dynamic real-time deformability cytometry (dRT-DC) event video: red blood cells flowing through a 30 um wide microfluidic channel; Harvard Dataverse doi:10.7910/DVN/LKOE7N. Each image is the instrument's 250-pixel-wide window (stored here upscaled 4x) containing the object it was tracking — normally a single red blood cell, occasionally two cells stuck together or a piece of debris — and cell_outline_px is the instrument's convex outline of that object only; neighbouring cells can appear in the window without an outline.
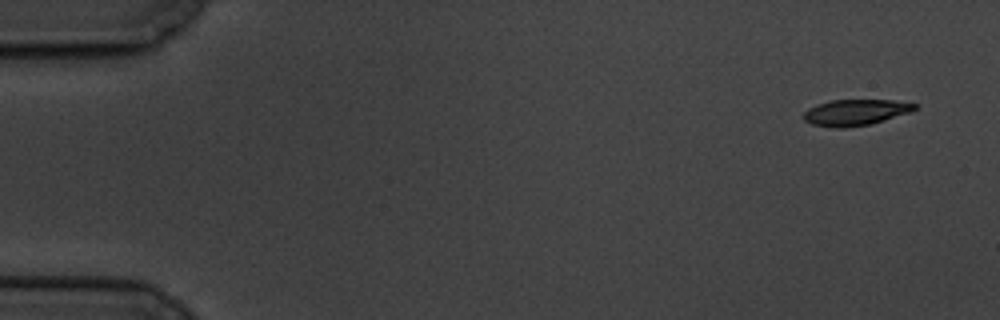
{"species": "common noctule bat (a hibernating species)", "species_latin": "Nyctalus noctula", "temperature_condition": "cold", "stored_images_in_passage": 6, "camera_frame_rate_fps": 3000, "um_per_image_px": 0.085, "animal": {"sex": "male", "body_mass_g": 19.5, "forearm_length_mm": 54.6}, "frame": {"image": 1, "passage_image": 1, "time_ms": 0.0, "image_size_px": [1000, 320], "cell_outline_px": [[916, 108], [912, 112], [872, 124], [844, 128], [836, 128], [812, 124], [804, 120], [804, 112], [808, 108], [816, 104], [832, 100], [892, 100], [916, 104]], "centroid_in_image_um": [72.72, 9.56], "position_along_channel_um": 12.3, "area_um2": 16.94}}
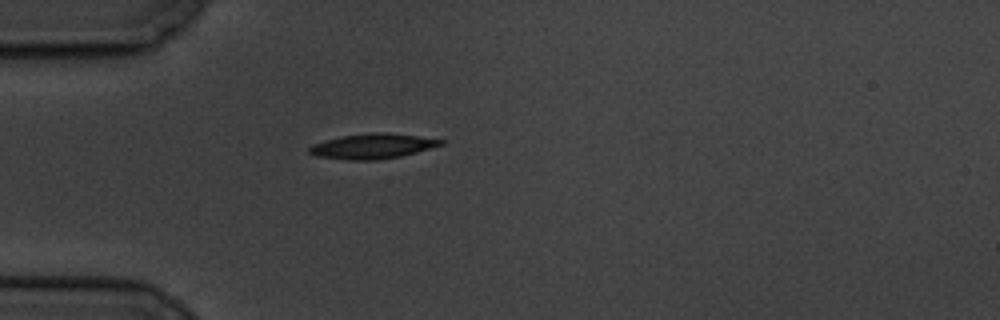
{"frame": {"image": 2, "passage_image": 5, "time_ms": 4.667, "image_size_px": [1000, 320], "cell_outline_px": [[444, 144], [416, 152], [400, 156], [376, 160], [344, 160], [316, 156], [308, 152], [308, 148], [312, 144], [344, 136], [372, 132], [388, 132], [444, 140]], "centroid_in_image_um": [31.64, 12.43], "position_along_channel_um": 53.4, "area_um2": 19.02}}